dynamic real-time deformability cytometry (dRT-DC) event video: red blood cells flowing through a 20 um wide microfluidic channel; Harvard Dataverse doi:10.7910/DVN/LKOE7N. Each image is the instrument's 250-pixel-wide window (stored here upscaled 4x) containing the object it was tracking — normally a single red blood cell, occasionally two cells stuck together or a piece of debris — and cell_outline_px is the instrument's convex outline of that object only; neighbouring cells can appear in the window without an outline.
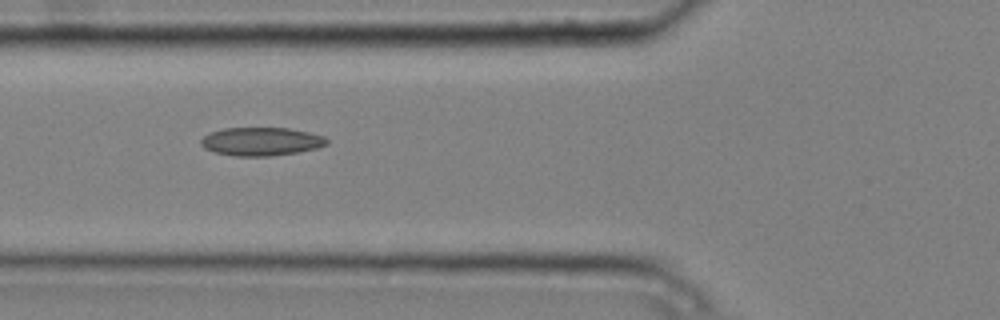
{"species": "common noctule bat (a hibernating species)", "species_latin": "Nyctalus noctula", "temperature_condition": "cold", "stored_images_in_passage": 7, "camera_frame_rate_fps": 3000, "um_per_image_px": 0.085, "animal": {"sex": "male", "body_mass_g": 20.4}, "frame": {"image": 1, "passage_image": 6, "time_ms": 1.667, "image_size_px": [1000, 320], "cell_outline_px": [[328, 144], [316, 148], [300, 152], [268, 156], [236, 156], [212, 152], [204, 148], [200, 144], [200, 140], [208, 132], [224, 128], [288, 128], [308, 132], [324, 136], [328, 140]], "centroid_in_image_um": [22.17, 12.03], "position_along_channel_um": 103.6, "area_um2": 20.92}}
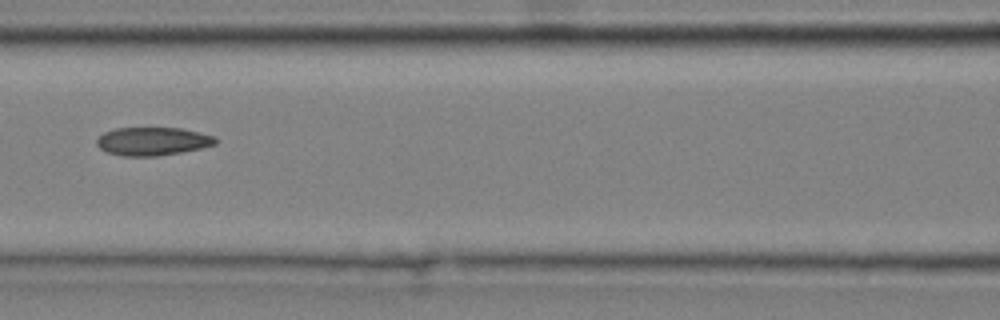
{"frame": {"image": 2, "passage_image": 7, "time_ms": 2.0, "image_size_px": [1000, 320], "cell_outline_px": [[220, 140], [216, 144], [200, 148], [180, 152], [156, 156], [120, 156], [108, 152], [100, 148], [96, 144], [96, 140], [104, 132], [116, 128], [180, 128], [216, 136]], "centroid_in_image_um": [12.99, 12.01], "position_along_channel_um": 153.6, "area_um2": 19.54}}